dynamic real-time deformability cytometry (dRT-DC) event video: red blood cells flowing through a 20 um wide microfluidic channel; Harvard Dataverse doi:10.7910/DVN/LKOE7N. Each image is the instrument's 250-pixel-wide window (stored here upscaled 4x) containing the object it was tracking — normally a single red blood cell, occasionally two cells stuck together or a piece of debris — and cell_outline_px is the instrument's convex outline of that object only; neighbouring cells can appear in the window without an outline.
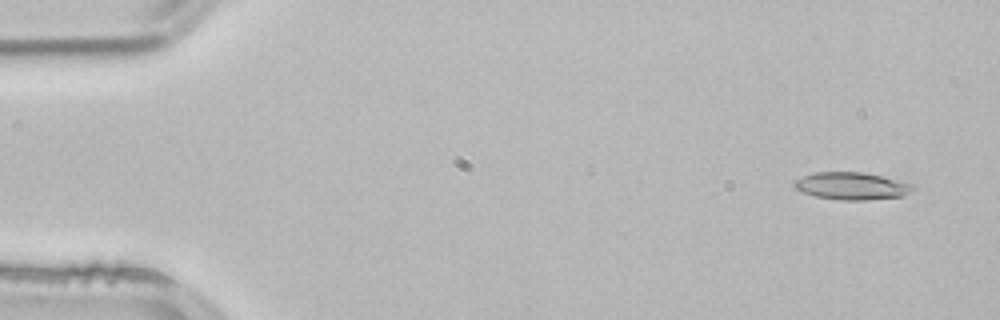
{"species": "common noctule bat (a hibernating species)", "species_latin": "Nyctalus noctula", "temperature_condition": "room temperature", "stored_images_in_passage": 3, "camera_frame_rate_fps": 3000, "um_per_image_px": 0.085, "animal": {"sex": "male", "body_mass_g": 21.5, "forearm_length_mm": 52.0}, "frame": {"image": 1, "passage_image": 1, "time_ms": 0.0, "image_size_px": [1000, 320], "cell_outline_px": [[916, 188], [904, 196], [868, 200], [840, 200], [816, 196], [804, 192], [796, 188], [792, 184], [796, 180], [804, 176], [816, 172], [864, 172], [908, 180]], "centroid_in_image_um": [72.52, 15.8], "position_along_channel_um": 12.5, "area_um2": 19.25}}
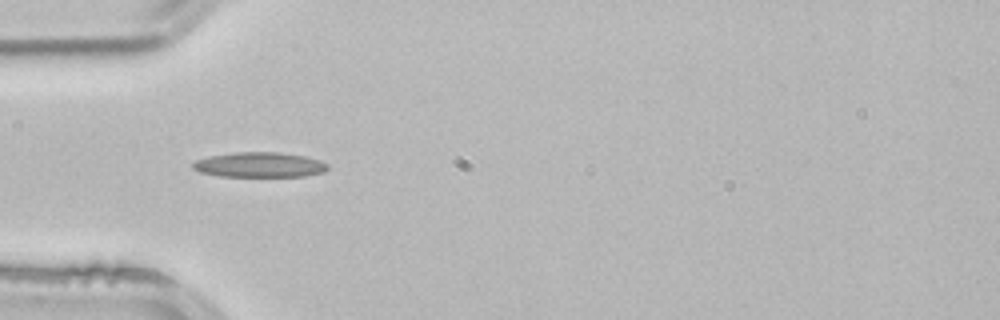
{"frame": {"image": 2, "passage_image": 3, "time_ms": 0.667, "image_size_px": [1000, 320], "cell_outline_px": [[328, 168], [324, 172], [304, 176], [220, 176], [200, 172], [192, 168], [192, 164], [196, 160], [212, 156], [236, 152], [280, 152], [304, 156], [320, 160], [328, 164]], "centroid_in_image_um": [22.08, 14.01], "position_along_channel_um": 62.9, "area_um2": 19.54}}